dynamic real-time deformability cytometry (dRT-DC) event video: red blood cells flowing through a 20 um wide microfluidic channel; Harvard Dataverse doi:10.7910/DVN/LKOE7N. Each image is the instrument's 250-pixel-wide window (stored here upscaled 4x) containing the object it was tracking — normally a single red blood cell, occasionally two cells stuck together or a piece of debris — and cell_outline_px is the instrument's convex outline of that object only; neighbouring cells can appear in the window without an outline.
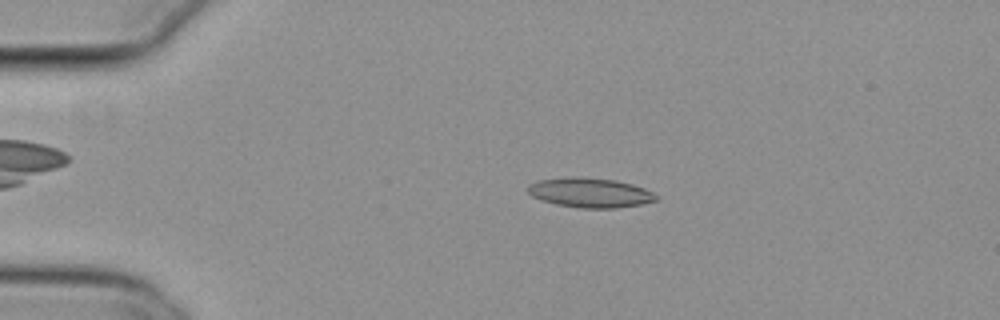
{"species": "common noctule bat (a hibernating species)", "species_latin": "Nyctalus noctula", "temperature_condition": "cold", "stored_images_in_passage": 53, "camera_frame_rate_fps": 3000, "um_per_image_px": 0.085, "animal": {"sex": "female", "body_mass_g": 29.2, "forearm_length_mm": 56.3}, "frame": {"image": 1, "passage_image": 11, "time_ms": 3.333, "image_size_px": [1000, 320], "cell_outline_px": [[660, 196], [656, 200], [640, 204], [616, 208], [580, 208], [556, 204], [540, 200], [532, 196], [528, 192], [528, 184], [536, 180], [576, 176], [616, 180], [632, 184], [644, 188]], "centroid_in_image_um": [50.13, 16.37], "position_along_channel_um": 34.9, "area_um2": 22.25}}
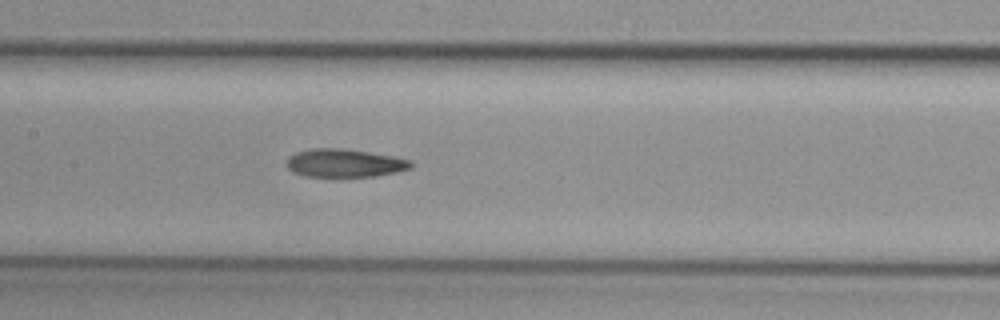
{"frame": {"image": 2, "passage_image": 26, "time_ms": 8.333, "image_size_px": [1000, 320], "cell_outline_px": [[412, 168], [396, 172], [372, 176], [304, 176], [292, 172], [288, 168], [288, 156], [296, 152], [312, 148], [344, 148], [392, 156], [412, 160]], "centroid_in_image_um": [29.28, 13.85], "position_along_channel_um": 178.1, "area_um2": 20.29}}
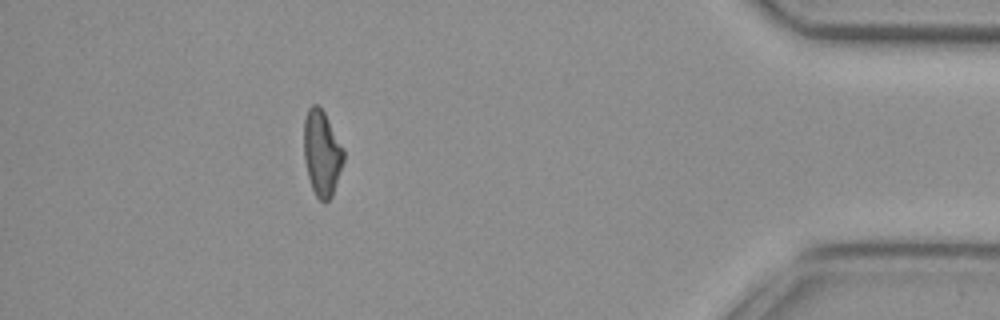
{"frame": {"image": 3, "passage_image": 48, "time_ms": 15.667, "image_size_px": [1000, 320], "cell_outline_px": [[344, 160], [332, 196], [324, 204], [316, 196], [312, 188], [308, 176], [304, 160], [304, 120], [308, 108], [312, 104], [316, 104], [324, 112], [344, 148]], "centroid_in_image_um": [27.36, 13.02], "position_along_channel_um": 407.8, "area_um2": 19.83}, "authors_computed_cell_mechanics": {"area_um2": 20.9236, "velocity_mm_per_s": 3.8192, "shape_relaxation_time_tau1_ms": null, "shape_relaxation_time_tau2_ms": 8.7299, "deformation_change_tau1": null, "deformation_change_tau2": 0.1983}}